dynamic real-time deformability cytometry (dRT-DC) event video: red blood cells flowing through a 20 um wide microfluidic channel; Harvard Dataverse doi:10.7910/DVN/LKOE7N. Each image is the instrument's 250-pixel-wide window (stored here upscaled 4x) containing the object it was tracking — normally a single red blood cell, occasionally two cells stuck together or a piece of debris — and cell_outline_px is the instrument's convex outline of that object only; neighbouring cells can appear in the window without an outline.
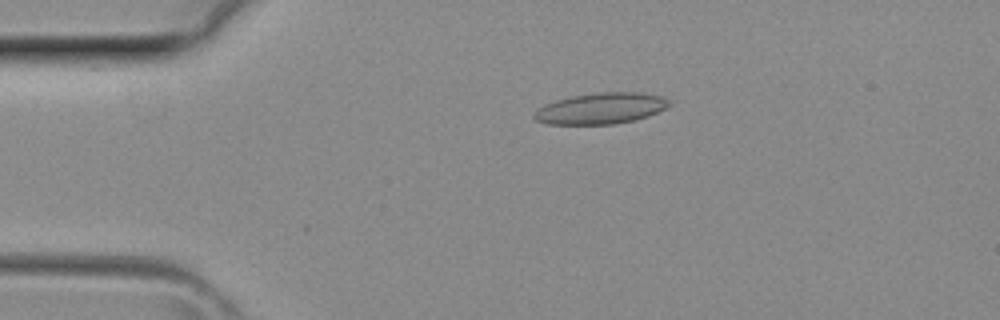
{"species": "common noctule bat (a hibernating species)", "species_latin": "Nyctalus noctula", "temperature_condition": "room temperature", "stored_images_in_passage": 40, "camera_frame_rate_fps": 3000, "um_per_image_px": 0.085, "animal": {"sex": "female", "body_mass_g": 29.2, "forearm_length_mm": 56.3}, "frame": {"image": 1, "passage_image": 9, "time_ms": 2.667, "image_size_px": [1000, 320], "cell_outline_px": [[672, 104], [648, 116], [636, 120], [612, 124], [548, 124], [536, 120], [532, 116], [532, 112], [536, 108], [544, 104], [556, 100], [572, 96], [600, 92], [640, 92], [660, 96], [672, 100]], "centroid_in_image_um": [51.05, 9.21], "position_along_channel_um": 33.9, "area_um2": 24.62}}
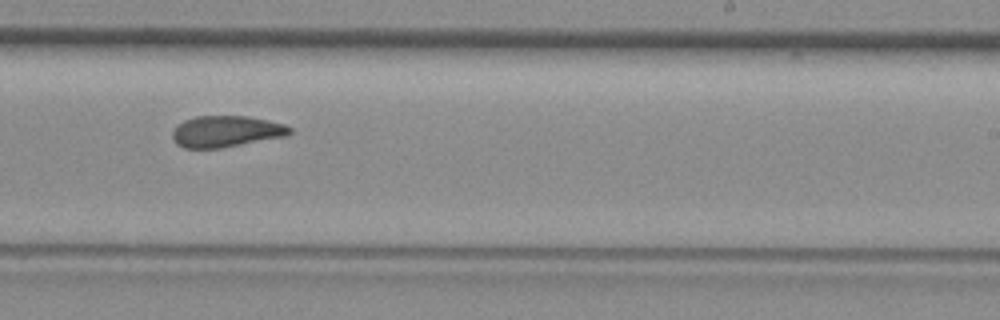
{"frame": {"image": 2, "passage_image": 25, "time_ms": 8.0, "image_size_px": [1000, 320], "cell_outline_px": [[292, 132], [284, 136], [220, 148], [184, 148], [176, 144], [172, 140], [172, 132], [184, 120], [196, 116], [248, 116], [268, 120], [284, 124], [292, 128]], "centroid_in_image_um": [19.2, 11.17], "position_along_channel_um": 269.8, "area_um2": 21.27}}
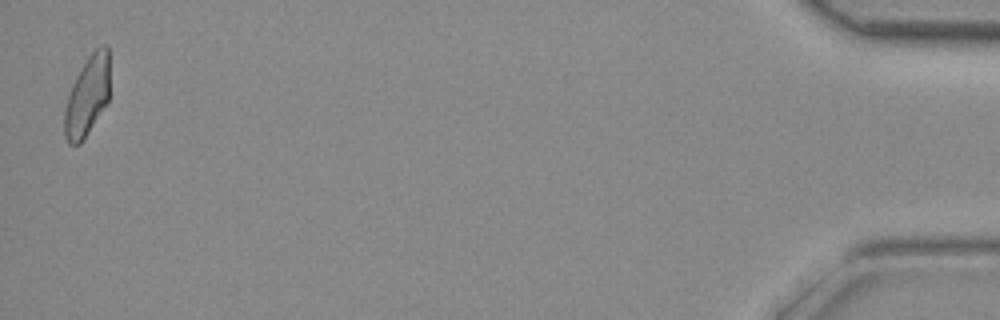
{"frame": {"image": 3, "passage_image": 40, "time_ms": 13.0, "image_size_px": [1000, 320], "cell_outline_px": [[108, 100], [84, 140], [80, 144], [68, 144], [64, 136], [64, 108], [72, 84], [80, 68], [88, 56], [100, 44], [108, 44]], "centroid_in_image_um": [7.39, 8.17], "position_along_channel_um": 427.8, "area_um2": 21.04}}